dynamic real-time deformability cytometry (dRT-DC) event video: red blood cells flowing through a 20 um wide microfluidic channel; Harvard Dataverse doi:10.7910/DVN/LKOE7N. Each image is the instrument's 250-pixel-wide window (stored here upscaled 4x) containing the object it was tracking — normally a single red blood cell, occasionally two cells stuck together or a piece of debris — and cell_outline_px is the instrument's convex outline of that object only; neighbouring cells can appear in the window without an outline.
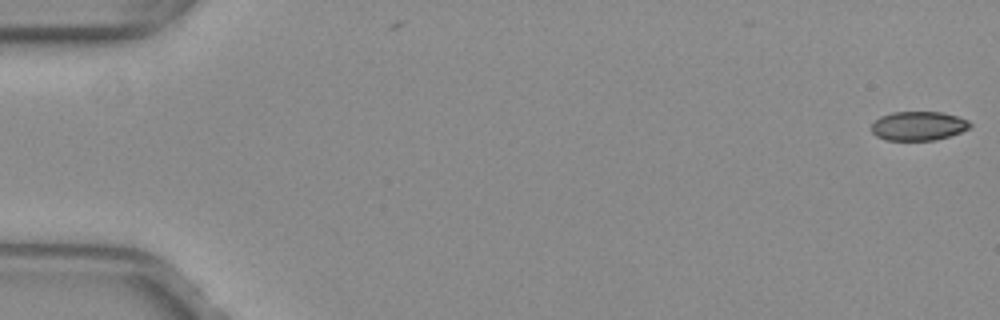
{"species": "common noctule bat (a hibernating species)", "species_latin": "Nyctalus noctula", "temperature_condition": "warm", "stored_images_in_passage": 53, "camera_frame_rate_fps": 3000, "um_per_image_px": 0.085, "animal": {"sex": "female", "body_mass_g": 29.2, "forearm_length_mm": 56.3}, "frame": {"image": 1, "passage_image": 1, "time_ms": 0.0, "image_size_px": [1000, 320], "cell_outline_px": [[972, 124], [968, 128], [960, 132], [948, 136], [932, 140], [884, 140], [876, 136], [872, 132], [872, 124], [880, 116], [892, 112], [940, 112], [956, 116], [968, 120]], "centroid_in_image_um": [78.03, 10.7], "position_along_channel_um": 7.0, "area_um2": 16.53}}
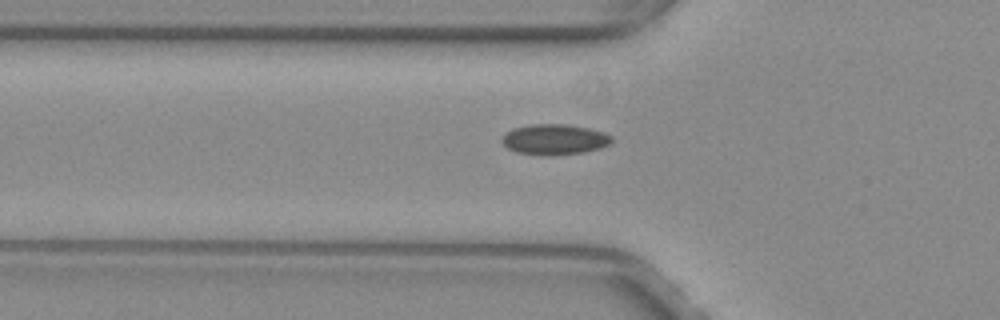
{"frame": {"image": 2, "passage_image": 19, "time_ms": 6.0, "image_size_px": [1000, 320], "cell_outline_px": [[612, 140], [608, 144], [600, 148], [584, 152], [516, 152], [508, 148], [500, 140], [512, 128], [532, 124], [568, 124], [588, 128], [604, 132], [612, 136]], "centroid_in_image_um": [47.16, 11.79], "position_along_channel_um": 78.6, "area_um2": 18.5}}
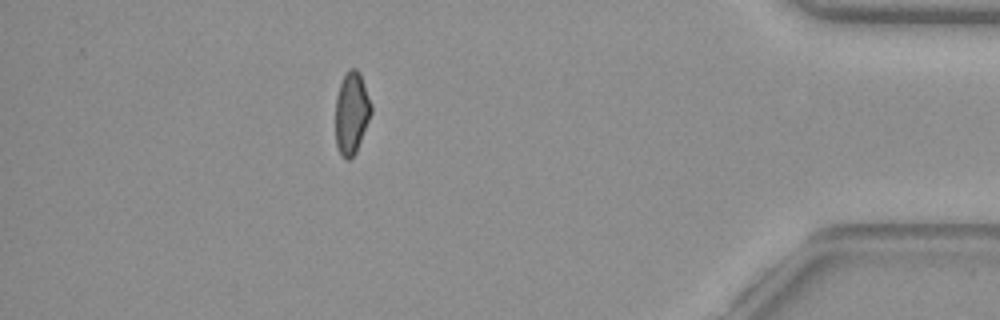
{"frame": {"image": 3, "passage_image": 47, "time_ms": 15.333, "image_size_px": [1000, 320], "cell_outline_px": [[372, 112], [356, 152], [348, 160], [344, 160], [336, 144], [336, 96], [340, 84], [348, 68], [356, 68], [360, 72], [372, 104]], "centroid_in_image_um": [29.89, 9.58], "position_along_channel_um": 405.3, "area_um2": 17.11}, "authors_computed_cell_mechanics": {"area_um2": 18.0336, "velocity_mm_per_s": 4.0016, "shape_relaxation_time_tau1_ms": null, "shape_relaxation_time_tau2_ms": 2.9896, "deformation_change_tau1": null, "deformation_change_tau2": 0.0631}}